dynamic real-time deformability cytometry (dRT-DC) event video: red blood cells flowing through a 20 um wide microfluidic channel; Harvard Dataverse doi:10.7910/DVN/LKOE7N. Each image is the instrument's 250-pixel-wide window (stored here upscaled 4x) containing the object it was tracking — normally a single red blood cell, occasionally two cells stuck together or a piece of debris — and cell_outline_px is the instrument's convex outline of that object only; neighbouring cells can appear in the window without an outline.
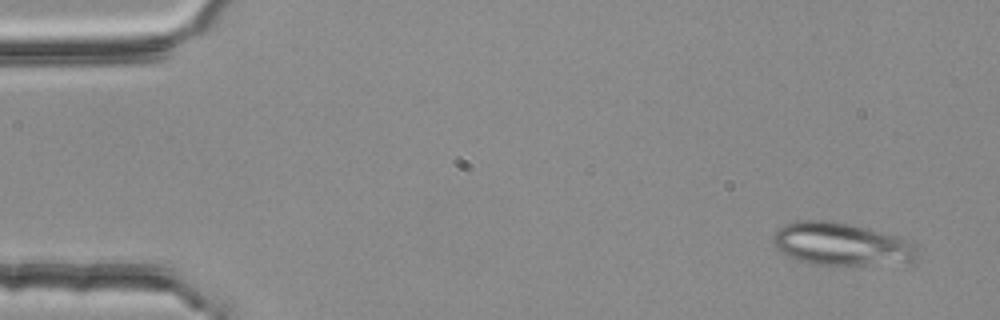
{"species": "common noctule bat (a hibernating species)", "species_latin": "Nyctalus noctula", "temperature_condition": "room temperature", "stored_images_in_passage": 4, "camera_frame_rate_fps": 3000, "um_per_image_px": 0.085, "animal": {"sex": "female", "body_mass_g": 25.1}, "frame": {"image": 1, "passage_image": 4, "time_ms": 1.0, "image_size_px": [1000, 320], "cell_outline_px": [[920, 256], [912, 260], [864, 264], [816, 264], [800, 260], [788, 256], [780, 252], [776, 248], [772, 240], [776, 232], [784, 224], [796, 220], [832, 220], [852, 224], [892, 236], [904, 240], [912, 244], [916, 248]], "centroid_in_image_um": [71.4, 20.72], "position_along_channel_um": 13.6, "area_um2": 34.91}}